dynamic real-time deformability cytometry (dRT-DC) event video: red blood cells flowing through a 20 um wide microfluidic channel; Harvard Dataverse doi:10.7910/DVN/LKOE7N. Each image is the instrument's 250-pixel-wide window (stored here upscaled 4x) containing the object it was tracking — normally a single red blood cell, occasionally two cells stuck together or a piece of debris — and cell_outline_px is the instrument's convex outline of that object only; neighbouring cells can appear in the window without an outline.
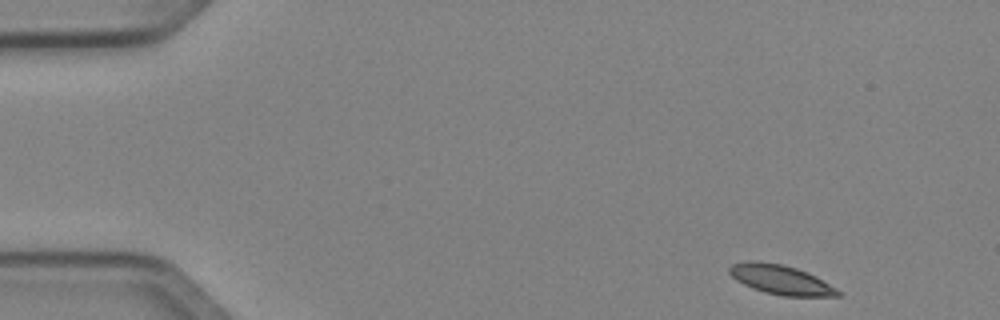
{"species": "Egyptian fruit bat (a non-hibernating species)", "species_latin": "Rousettus aegyptiacus", "temperature_condition": "cold", "stored_images_in_passage": 47, "camera_frame_rate_fps": 3000, "um_per_image_px": 0.085, "animal": {"sex": "female"}, "frame": {"image": 1, "passage_image": 1, "time_ms": 0.0, "image_size_px": [1000, 320], "cell_outline_px": [[840, 296], [780, 296], [764, 292], [752, 288], [736, 280], [728, 272], [728, 268], [732, 264], [748, 260], [756, 260], [780, 264], [796, 268], [816, 276], [836, 288], [840, 292]], "centroid_in_image_um": [66.33, 23.77], "position_along_channel_um": 18.7, "area_um2": 18.61}}
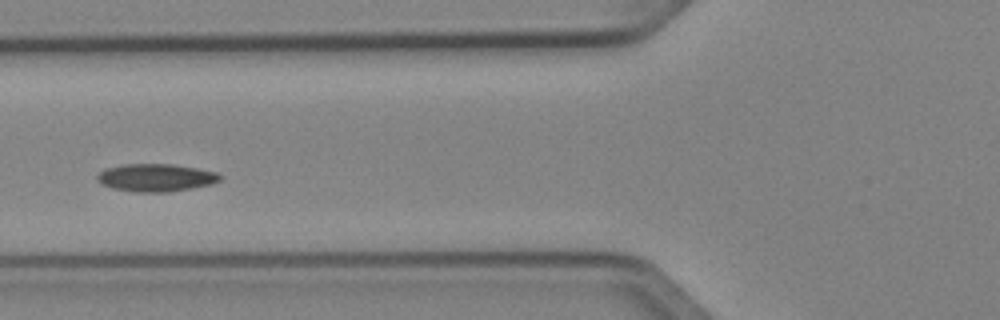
{"frame": {"image": 2, "passage_image": 16, "time_ms": 5.0, "image_size_px": [1000, 320], "cell_outline_px": [[224, 176], [220, 180], [212, 184], [192, 188], [168, 192], [136, 192], [112, 188], [100, 184], [96, 180], [96, 176], [104, 168], [124, 164], [172, 164], [220, 172]], "centroid_in_image_um": [13.26, 15.1], "position_along_channel_um": 112.5, "area_um2": 20.11}}
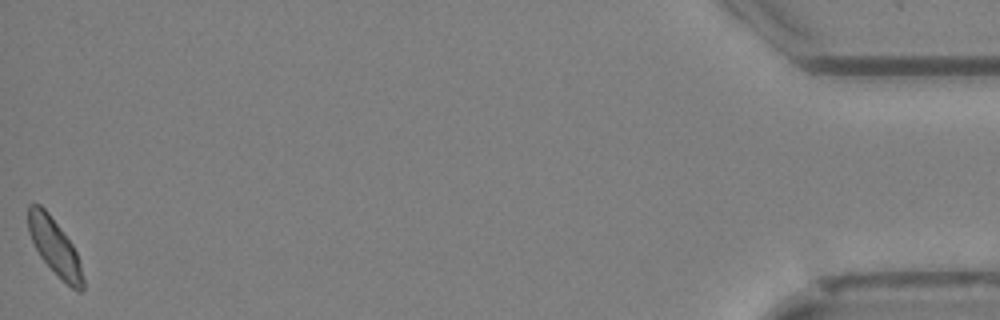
{"frame": {"image": 3, "passage_image": 47, "time_ms": 15.333, "image_size_px": [1000, 320], "cell_outline_px": [[84, 288], [80, 292], [72, 288], [40, 256], [28, 232], [28, 204], [40, 204], [48, 212], [72, 244], [76, 252], [80, 264], [84, 280]], "centroid_in_image_um": [4.64, 20.95], "position_along_channel_um": 430.6, "area_um2": 17.46}, "authors_computed_cell_mechanics": {"area_um2": 18.496, "velocity_mm_per_s": 3.9793, "shape_relaxation_time_tau1_ms": 2.7357, "shape_relaxation_time_tau2_ms": 8.4345, "deformation_change_tau1": 0.1044, "deformation_change_tau2": 0.1068}}